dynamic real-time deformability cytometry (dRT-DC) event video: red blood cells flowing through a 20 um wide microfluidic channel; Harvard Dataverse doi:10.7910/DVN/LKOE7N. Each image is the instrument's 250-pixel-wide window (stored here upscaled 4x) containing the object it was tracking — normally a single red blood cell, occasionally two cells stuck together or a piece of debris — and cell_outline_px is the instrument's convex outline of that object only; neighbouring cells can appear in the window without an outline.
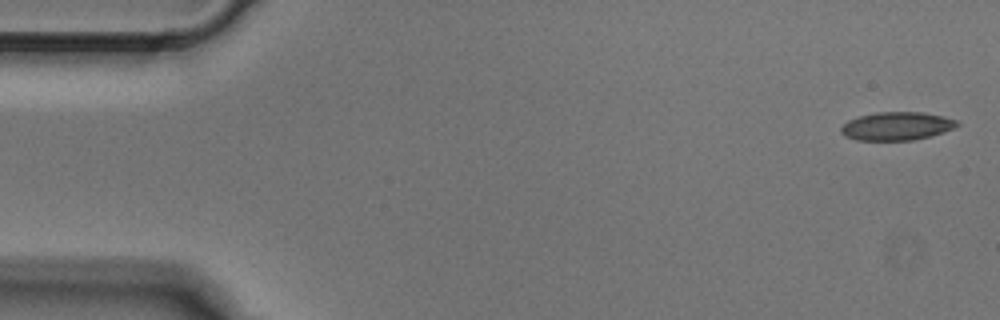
{"species": "Egyptian fruit bat (a non-hibernating species)", "species_latin": "Rousettus aegyptiacus", "temperature_condition": "cold", "stored_images_in_passage": 4, "segment_of_instrument_passage": [2, 2], "camera_frame_rate_fps": 3000, "um_per_image_px": 0.085, "animal": {"sex": "male"}, "frame": {"image": 1, "passage_image": 4, "time_ms": 1.0, "image_size_px": [1000, 320], "cell_outline_px": [[960, 124], [944, 132], [912, 140], [856, 140], [844, 136], [840, 132], [840, 128], [848, 120], [860, 116], [876, 112], [924, 112], [944, 116], [956, 120]], "centroid_in_image_um": [76.2, 10.71], "position_along_channel_um": 8.8, "area_um2": 19.07}}